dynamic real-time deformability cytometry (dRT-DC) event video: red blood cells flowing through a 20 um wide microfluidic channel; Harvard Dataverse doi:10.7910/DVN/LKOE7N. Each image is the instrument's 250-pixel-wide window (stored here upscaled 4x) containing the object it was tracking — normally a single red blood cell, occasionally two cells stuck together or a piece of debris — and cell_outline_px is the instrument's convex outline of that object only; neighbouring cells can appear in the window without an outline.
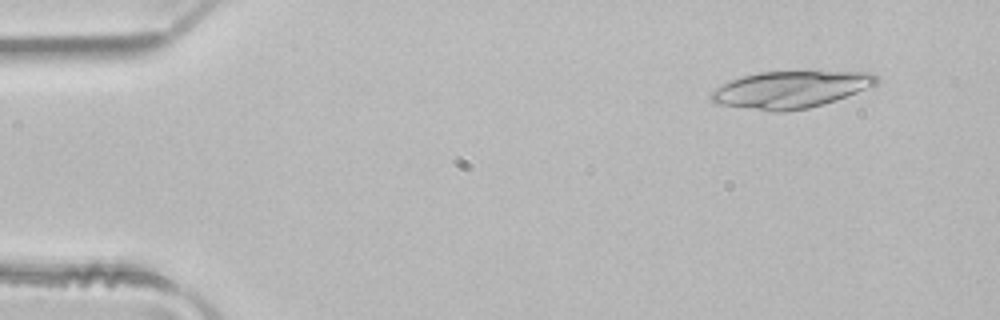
{"species": "common noctule bat (a hibernating species)", "species_latin": "Nyctalus noctula", "temperature_condition": "room temperature", "stored_images_in_passage": 3, "camera_frame_rate_fps": 3000, "um_per_image_px": 0.085, "animal": {"sex": "male", "body_mass_g": 21.5, "forearm_length_mm": 52.0}, "frame": {"image": 1, "passage_image": 1, "time_ms": 0.0, "image_size_px": [1000, 320], "cell_outline_px": [[880, 80], [876, 84], [836, 100], [808, 108], [784, 112], [772, 112], [716, 104], [708, 96], [716, 88], [732, 80], [744, 76], [760, 72], [804, 68], [872, 72]], "centroid_in_image_um": [67.26, 7.55], "position_along_channel_um": 17.7, "area_um2": 36.88}}